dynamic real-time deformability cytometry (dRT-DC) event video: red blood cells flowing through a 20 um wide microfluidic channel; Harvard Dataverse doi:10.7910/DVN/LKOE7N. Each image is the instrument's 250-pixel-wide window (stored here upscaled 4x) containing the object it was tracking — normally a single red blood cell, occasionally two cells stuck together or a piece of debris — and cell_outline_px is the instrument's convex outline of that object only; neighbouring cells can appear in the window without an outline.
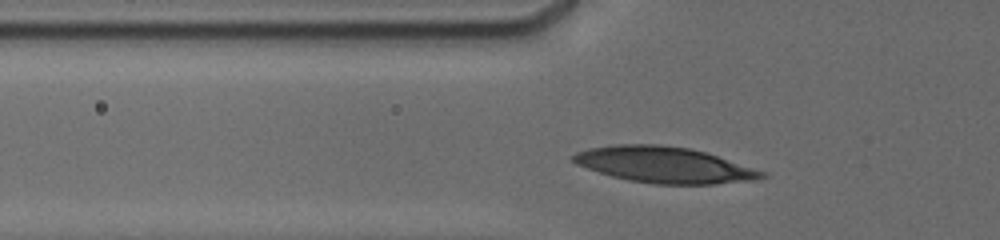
{"species": "human", "species_latin": "Homo sapiens", "temperature_condition": "cold", "stored_images_in_passage": 27, "camera_frame_rate_fps": 3000, "um_per_image_px": 0.085, "donor": {"sex": "male"}, "frame": {"image": 1, "passage_image": 6, "time_ms": 2.0, "image_size_px": [1000, 240], "cell_outline_px": [[768, 176], [760, 180], [716, 184], [656, 184], [628, 180], [612, 176], [576, 164], [572, 160], [572, 156], [576, 152], [592, 148], [616, 144], [656, 144], [688, 148], [704, 152], [768, 172]], "centroid_in_image_um": [56.53, 14.02], "position_along_channel_um": 69.3, "area_um2": 39.48}}
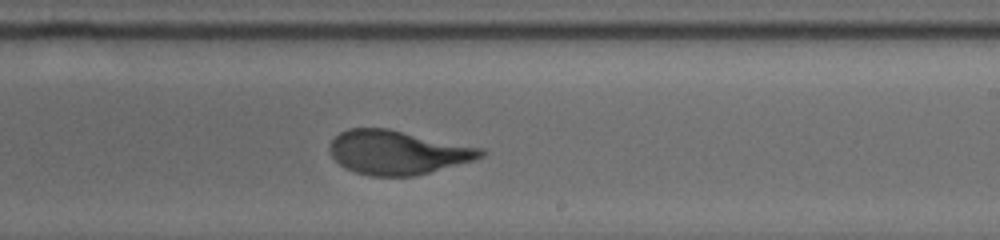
{"frame": {"image": 2, "passage_image": 18, "time_ms": 7.0, "image_size_px": [1000, 240], "cell_outline_px": [[488, 152], [484, 156], [476, 160], [416, 176], [372, 176], [356, 172], [340, 164], [332, 156], [328, 148], [328, 144], [340, 132], [348, 128], [388, 128], [484, 148]], "centroid_in_image_um": [33.84, 12.95], "position_along_channel_um": 255.2, "area_um2": 39.02}}
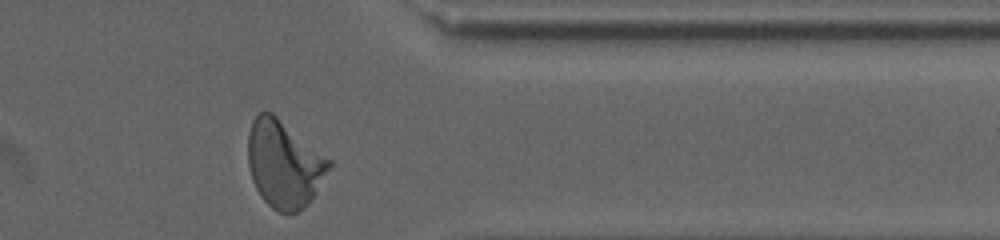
{"frame": {"image": 3, "passage_image": 27, "time_ms": 10.667, "image_size_px": [1000, 240], "cell_outline_px": [[332, 164], [316, 192], [308, 204], [304, 208], [288, 216], [272, 208], [260, 196], [252, 180], [248, 164], [248, 132], [252, 120], [260, 112], [272, 112], [332, 160]], "centroid_in_image_um": [24.14, 13.95], "position_along_channel_um": 387.3, "area_um2": 41.33}, "authors_computed_cell_mechanics": {"area_um2": 38.6104, "velocity_mm_per_s": 3.7846, "shape_relaxation_time_tau1_ms": 4.4665, "shape_relaxation_time_tau2_ms": 0.6712, "deformation_change_tau1": 0.2066, "deformation_change_tau2": 0.0863}}